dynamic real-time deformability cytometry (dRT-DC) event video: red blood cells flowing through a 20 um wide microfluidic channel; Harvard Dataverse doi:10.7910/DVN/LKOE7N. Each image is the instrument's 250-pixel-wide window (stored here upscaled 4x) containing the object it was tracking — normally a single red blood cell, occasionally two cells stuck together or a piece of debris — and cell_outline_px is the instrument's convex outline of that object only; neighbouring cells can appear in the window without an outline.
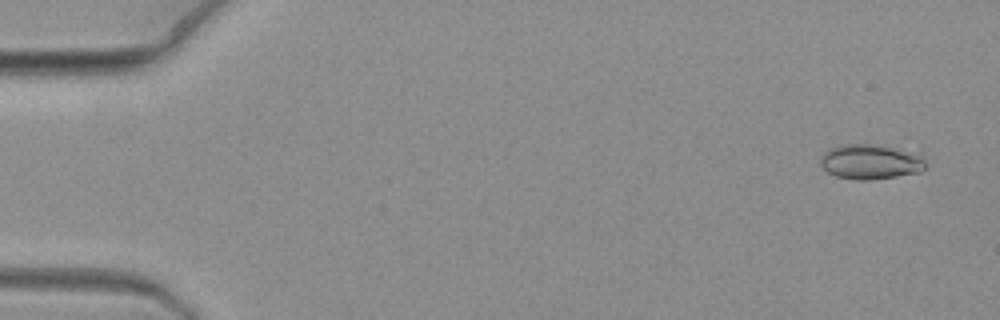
{"species": "common noctule bat (a hibernating species)", "species_latin": "Nyctalus noctula", "temperature_condition": "warm", "stored_images_in_passage": 7, "camera_frame_rate_fps": 3000, "um_per_image_px": 0.085, "animal": {"sex": "female", "body_mass_g": 19.3, "forearm_length_mm": 54.1}, "frame": {"image": 1, "passage_image": 2, "time_ms": 0.333, "image_size_px": [1000, 320], "cell_outline_px": [[924, 168], [920, 172], [896, 176], [868, 180], [856, 180], [836, 176], [828, 172], [820, 164], [820, 156], [828, 148], [848, 144], [872, 144], [892, 148], [920, 156], [924, 160]], "centroid_in_image_um": [73.91, 13.76], "position_along_channel_um": 11.1, "area_um2": 20.92}}